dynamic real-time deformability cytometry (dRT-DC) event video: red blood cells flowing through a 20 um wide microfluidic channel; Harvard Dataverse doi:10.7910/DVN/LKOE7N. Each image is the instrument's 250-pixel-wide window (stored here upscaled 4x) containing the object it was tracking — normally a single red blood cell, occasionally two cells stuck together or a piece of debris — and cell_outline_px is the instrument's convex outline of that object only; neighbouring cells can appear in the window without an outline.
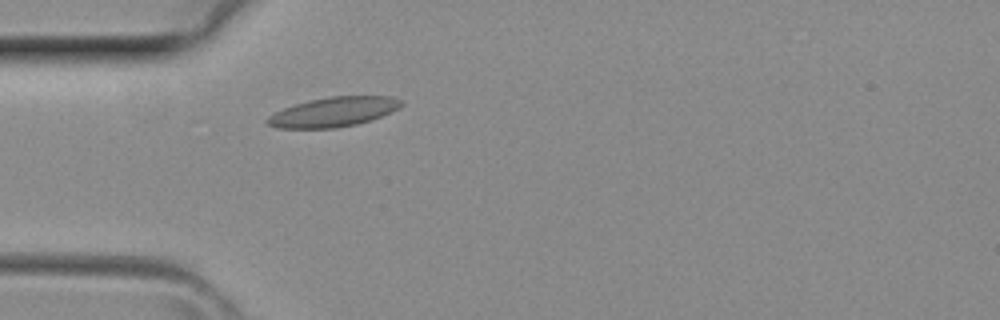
{"species": "common noctule bat (a hibernating species)", "species_latin": "Nyctalus noctula", "temperature_condition": "room temperature", "stored_images_in_passage": 2, "camera_frame_rate_fps": 3000, "um_per_image_px": 0.085, "animal": {"sex": "female", "body_mass_g": 29.2, "forearm_length_mm": 56.3}, "frame": {"image": 1, "passage_image": 2, "time_ms": 0.333, "image_size_px": [1000, 320], "cell_outline_px": [[404, 104], [400, 108], [380, 116], [356, 124], [336, 128], [276, 128], [268, 124], [264, 120], [268, 116], [284, 108], [308, 100], [328, 96], [392, 96], [404, 100]], "centroid_in_image_um": [28.36, 9.5], "position_along_channel_um": 56.6, "area_um2": 23.12}}